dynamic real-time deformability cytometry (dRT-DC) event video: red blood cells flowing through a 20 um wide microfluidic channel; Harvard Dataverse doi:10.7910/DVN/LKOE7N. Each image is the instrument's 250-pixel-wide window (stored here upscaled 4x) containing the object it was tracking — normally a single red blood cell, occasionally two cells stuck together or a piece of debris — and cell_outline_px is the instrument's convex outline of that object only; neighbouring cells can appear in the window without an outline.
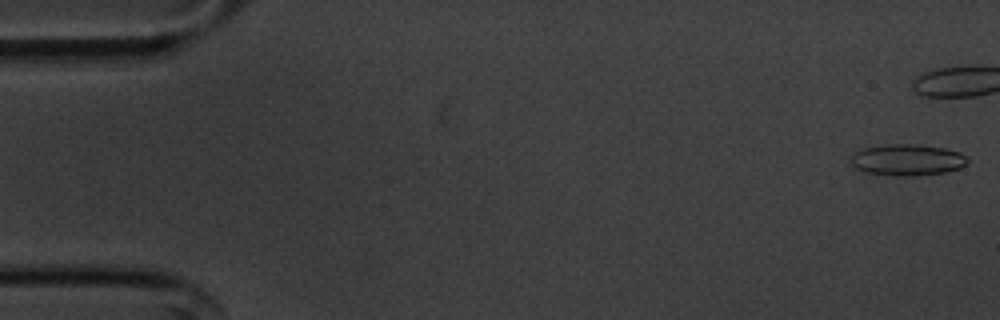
{"species": "common noctule bat (a hibernating species)", "species_latin": "Nyctalus noctula", "temperature_condition": "cold", "stored_images_in_passage": 42, "segment_of_instrument_passage": [1, 2], "camera_frame_rate_fps": 3000, "um_per_image_px": 0.085, "animal": {"sex": "male", "body_mass_g": 20.1, "forearm_length_mm": 53.5}, "frame": {"image": 1, "passage_image": 1, "time_ms": 0.0, "image_size_px": [1000, 320], "cell_outline_px": [[968, 164], [960, 168], [944, 172], [916, 176], [892, 176], [868, 172], [856, 168], [852, 164], [848, 156], [864, 148], [888, 144], [912, 144], [944, 148], [960, 152], [968, 156]], "centroid_in_image_um": [77.14, 13.59], "position_along_channel_um": 7.9, "area_um2": 21.44}}
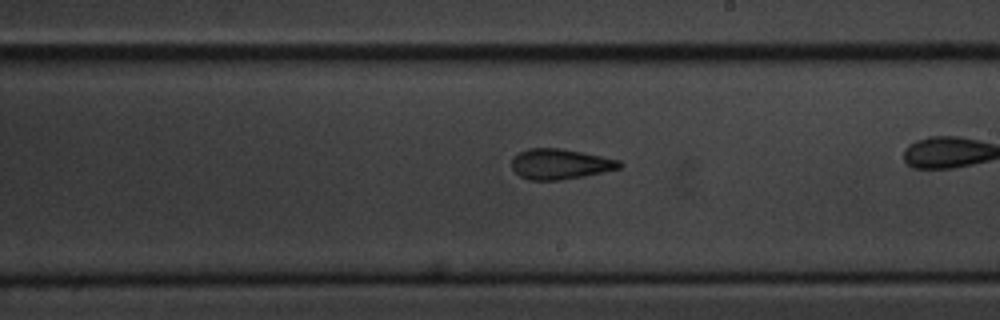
{"frame": {"image": 2, "passage_image": 31, "time_ms": 10.0, "image_size_px": [1000, 320], "cell_outline_px": [[624, 164], [620, 168], [584, 176], [560, 180], [528, 180], [520, 176], [512, 168], [512, 156], [528, 148], [560, 148], [620, 160]], "centroid_in_image_um": [47.59, 13.94], "position_along_channel_um": 241.4, "area_um2": 19.02}}
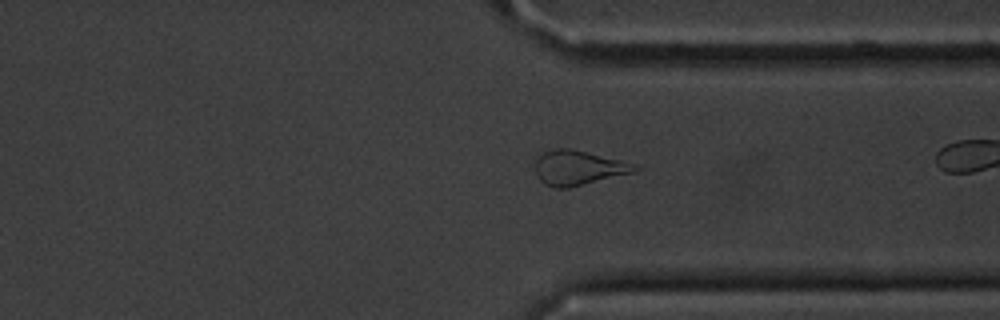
{"frame": {"image": 3, "passage_image": 41, "time_ms": 13.333, "image_size_px": [1000, 320], "cell_outline_px": [[640, 168], [636, 172], [568, 188], [556, 188], [544, 184], [540, 180], [536, 172], [536, 160], [544, 152], [552, 148], [572, 148], [636, 164]], "centroid_in_image_um": [49.17, 14.26], "position_along_channel_um": 362.2, "area_um2": 20.11}}